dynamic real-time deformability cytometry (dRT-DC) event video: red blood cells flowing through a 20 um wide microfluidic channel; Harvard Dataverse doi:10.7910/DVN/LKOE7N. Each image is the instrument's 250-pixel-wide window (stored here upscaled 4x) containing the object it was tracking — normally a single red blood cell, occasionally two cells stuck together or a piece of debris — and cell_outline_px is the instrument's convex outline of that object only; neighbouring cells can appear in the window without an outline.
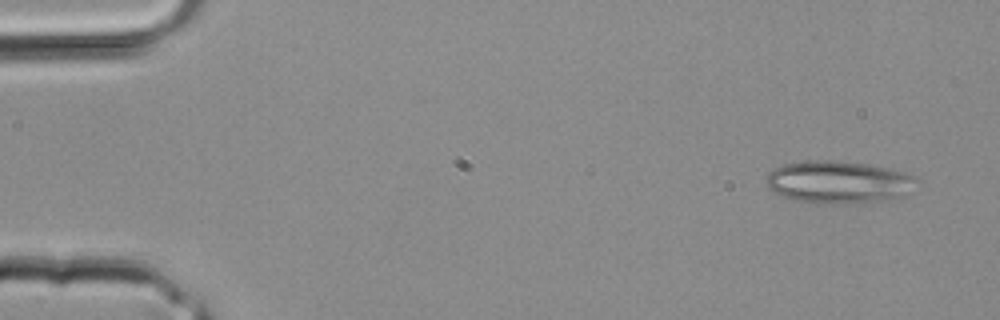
{"species": "common noctule bat (a hibernating species)", "species_latin": "Nyctalus noctula", "temperature_condition": "room temperature", "stored_images_in_passage": 3, "camera_frame_rate_fps": 3000, "um_per_image_px": 0.085, "animal": {"sex": "male", "body_mass_g": 20.4}, "frame": {"image": 1, "passage_image": 1, "time_ms": 0.0, "image_size_px": [1000, 320], "cell_outline_px": [[920, 180], [912, 192], [908, 196], [864, 204], [824, 204], [792, 200], [768, 188], [764, 184], [764, 176], [768, 172], [784, 164], [804, 160], [832, 160], [868, 164], [908, 172], [916, 176]], "centroid_in_image_um": [71.34, 15.5], "position_along_channel_um": 13.7, "area_um2": 38.49}}